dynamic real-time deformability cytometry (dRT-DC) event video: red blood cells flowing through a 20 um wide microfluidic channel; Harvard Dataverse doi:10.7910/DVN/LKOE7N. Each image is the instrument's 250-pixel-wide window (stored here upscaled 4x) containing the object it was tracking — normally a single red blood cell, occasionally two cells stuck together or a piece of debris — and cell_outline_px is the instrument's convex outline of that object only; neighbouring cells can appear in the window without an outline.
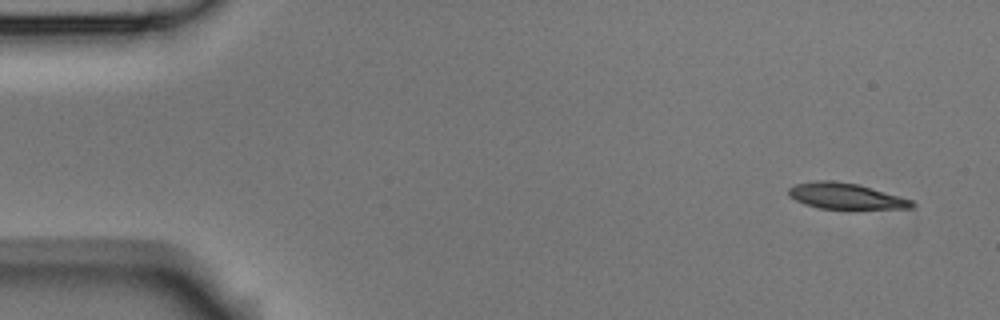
{"species": "Egyptian fruit bat (a non-hibernating species)", "species_latin": "Rousettus aegyptiacus", "temperature_condition": "room temperature", "stored_images_in_passage": 4, "camera_frame_rate_fps": 3000, "um_per_image_px": 0.085, "animal": {"sex": "male"}, "frame": {"image": 1, "passage_image": 1, "time_ms": 0.0, "image_size_px": [1000, 320], "cell_outline_px": [[916, 204], [912, 208], [820, 208], [804, 204], [788, 196], [788, 188], [796, 184], [816, 180], [832, 180], [860, 184], [900, 196], [912, 200]], "centroid_in_image_um": [71.86, 16.65], "position_along_channel_um": 13.1, "area_um2": 18.55}}
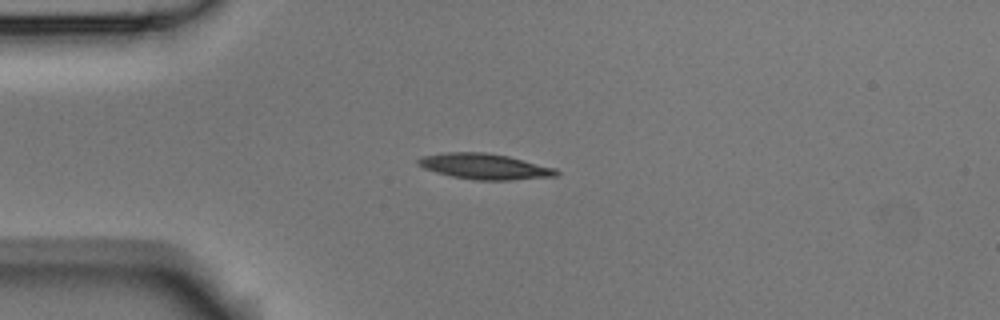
{"frame": {"image": 2, "passage_image": 4, "time_ms": 1.0, "image_size_px": [1000, 320], "cell_outline_px": [[560, 172], [556, 176], [512, 180], [476, 180], [452, 176], [436, 172], [424, 168], [416, 164], [416, 160], [420, 156], [444, 152], [484, 152], [508, 156], [556, 168]], "centroid_in_image_um": [41.17, 14.14], "position_along_channel_um": 43.8, "area_um2": 20.75}}